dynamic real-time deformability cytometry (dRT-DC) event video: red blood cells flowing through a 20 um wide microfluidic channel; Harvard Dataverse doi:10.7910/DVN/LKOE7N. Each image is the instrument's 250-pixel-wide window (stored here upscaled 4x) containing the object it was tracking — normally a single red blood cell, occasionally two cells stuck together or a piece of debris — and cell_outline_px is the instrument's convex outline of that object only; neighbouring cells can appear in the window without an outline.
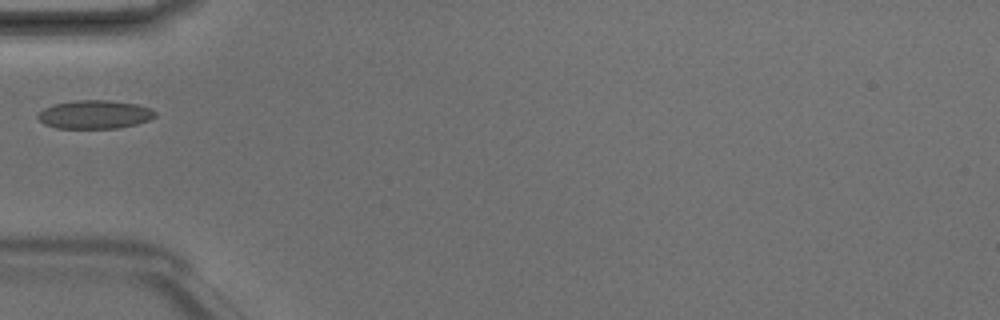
{"species": "Egyptian fruit bat (a non-hibernating species)", "species_latin": "Rousettus aegyptiacus", "temperature_condition": "room temperature", "stored_images_in_passage": 4, "camera_frame_rate_fps": 3000, "um_per_image_px": 0.085, "animal": {"sex": "male"}, "frame": {"image": 1, "passage_image": 3, "time_ms": 0.667, "image_size_px": [1000, 320], "cell_outline_px": [[156, 116], [148, 120], [136, 124], [116, 128], [56, 128], [44, 124], [36, 116], [44, 108], [52, 104], [76, 100], [108, 100], [136, 104], [148, 108], [156, 112]], "centroid_in_image_um": [8.02, 9.73], "position_along_channel_um": 77.0, "area_um2": 19.36}}